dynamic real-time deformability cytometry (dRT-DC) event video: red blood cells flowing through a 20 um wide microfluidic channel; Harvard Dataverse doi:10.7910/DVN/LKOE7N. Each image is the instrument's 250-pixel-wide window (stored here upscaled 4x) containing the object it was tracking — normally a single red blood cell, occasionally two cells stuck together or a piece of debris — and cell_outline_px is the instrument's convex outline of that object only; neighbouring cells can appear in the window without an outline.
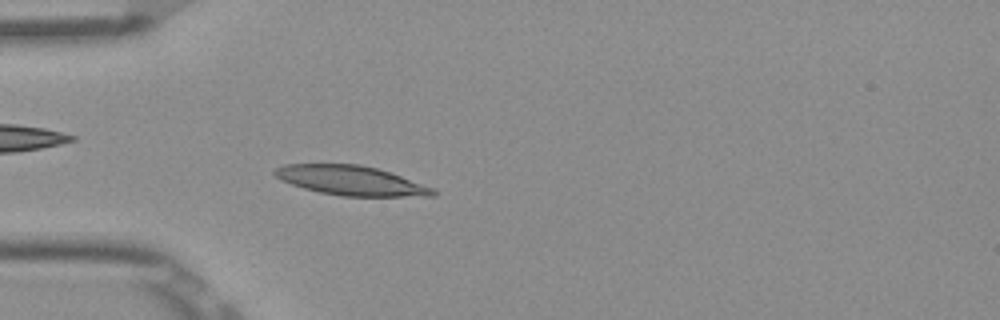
{"species": "Egyptian fruit bat (a non-hibernating species)", "species_latin": "Rousettus aegyptiacus", "temperature_condition": "room temperature", "stored_images_in_passage": 52, "camera_frame_rate_fps": 3000, "um_per_image_px": 0.085, "frame": {"image": 1, "passage_image": 15, "time_ms": 4.667, "image_size_px": [1000, 320], "cell_outline_px": [[436, 196], [340, 196], [320, 192], [304, 188], [280, 180], [272, 172], [276, 168], [284, 164], [360, 164], [376, 168], [400, 176], [432, 188], [436, 192]], "centroid_in_image_um": [29.78, 15.34], "position_along_channel_um": 55.2, "area_um2": 26.88}}
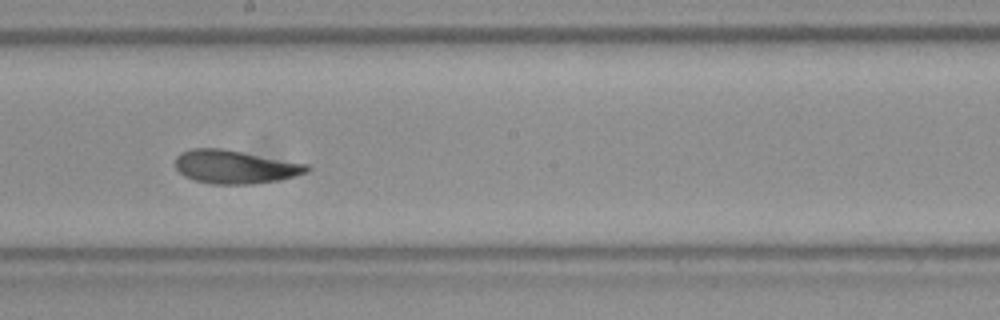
{"frame": {"image": 2, "passage_image": 29, "time_ms": 9.333, "image_size_px": [1000, 320], "cell_outline_px": [[312, 168], [308, 172], [296, 176], [280, 180], [252, 184], [212, 184], [196, 180], [184, 176], [176, 168], [176, 156], [180, 152], [192, 148], [220, 148], [308, 164]], "centroid_in_image_um": [19.99, 14.18], "position_along_channel_um": 228.2, "area_um2": 25.61}}
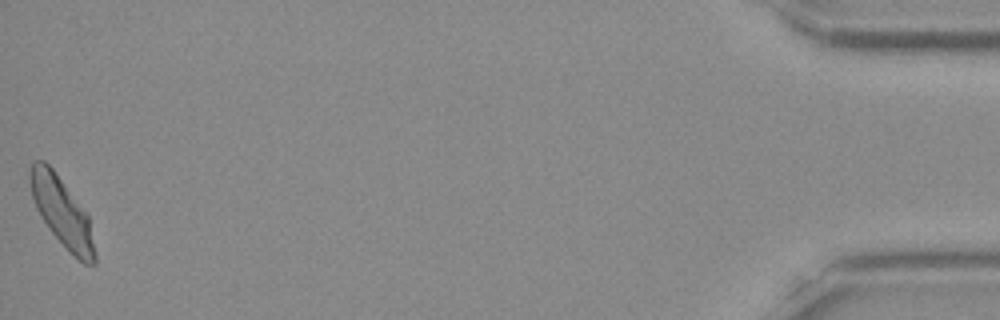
{"frame": {"image": 3, "passage_image": 52, "time_ms": 17.0, "image_size_px": [1000, 320], "cell_outline_px": [[96, 264], [84, 264], [48, 228], [40, 216], [36, 208], [32, 196], [28, 180], [28, 172], [32, 160], [44, 160], [52, 168], [88, 216], [96, 256]], "centroid_in_image_um": [5.21, 17.96], "position_along_channel_um": 430.0, "area_um2": 25.37}, "authors_computed_cell_mechanics": {"area_um2": 25.9233, "velocity_mm_per_s": 3.8647, "shape_relaxation_time_tau1_ms": 4.1923, "shape_relaxation_time_tau2_ms": 1.2563, "deformation_change_tau1": 0.15, "deformation_change_tau2": 0.071}}